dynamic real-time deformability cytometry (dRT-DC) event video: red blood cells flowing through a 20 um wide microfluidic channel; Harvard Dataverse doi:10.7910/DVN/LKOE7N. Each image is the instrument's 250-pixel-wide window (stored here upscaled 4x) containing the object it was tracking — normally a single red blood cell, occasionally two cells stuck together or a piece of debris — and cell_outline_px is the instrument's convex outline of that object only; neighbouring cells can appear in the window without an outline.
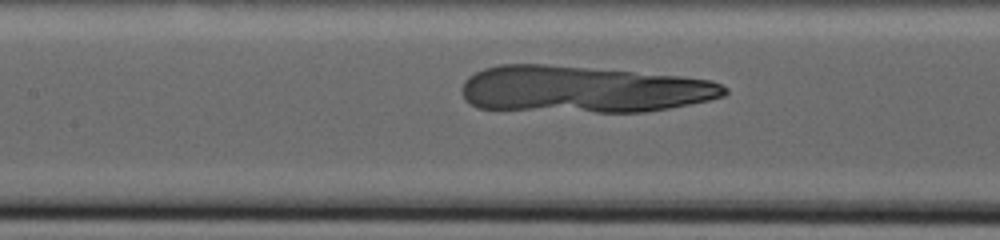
{"species": "human", "species_latin": "Homo sapiens", "temperature_condition": "warm", "stored_images_in_passage": 72, "camera_frame_rate_fps": 3000, "um_per_image_px": 0.085, "donor": {"sex": "male"}, "frame": {"image": 1, "passage_image": 20, "time_ms": 3.0, "image_size_px": [1000, 240], "cell_outline_px": [[728, 92], [724, 96], [708, 100], [668, 108], [644, 112], [596, 112], [476, 108], [468, 104], [464, 100], [460, 92], [460, 88], [464, 80], [468, 76], [484, 68], [500, 64], [544, 64], [680, 76], [712, 80], [728, 88]], "centroid_in_image_um": [49.49, 7.59], "position_along_channel_um": 157.9, "area_um2": 71.73}}
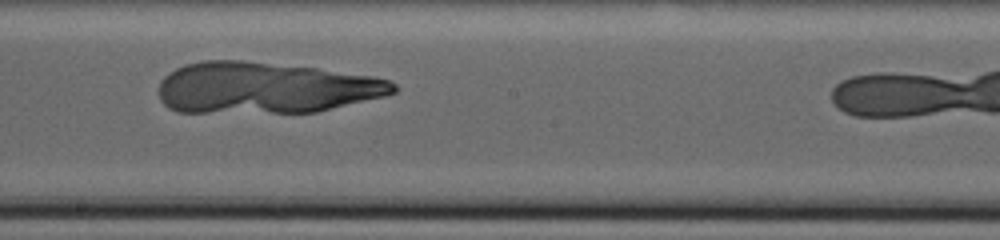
{"frame": {"image": 2, "passage_image": 42, "time_ms": 6.333, "image_size_px": [1000, 240], "cell_outline_px": [[400, 88], [396, 92], [384, 96], [316, 112], [176, 112], [168, 108], [160, 100], [160, 80], [168, 72], [184, 64], [204, 60], [244, 60], [316, 68], [372, 76], [388, 80], [396, 84]], "centroid_in_image_um": [22.52, 7.46], "position_along_channel_um": 225.7, "area_um2": 70.28}}
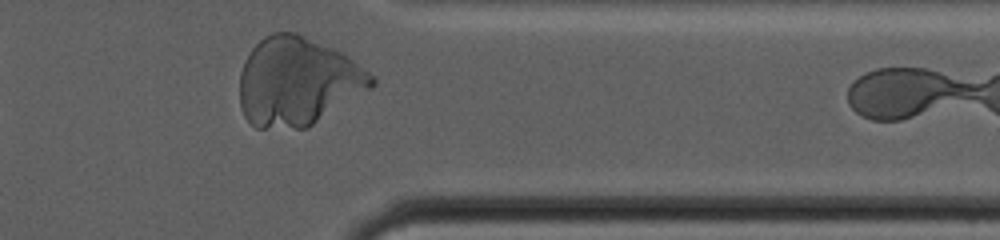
{"frame": {"image": 3, "passage_image": 66, "time_ms": 14.333, "image_size_px": [1000, 240], "cell_outline_px": [[376, 84], [372, 88], [308, 128], [256, 128], [244, 116], [240, 108], [240, 72], [244, 60], [252, 48], [264, 36], [272, 32], [296, 32], [332, 48], [348, 56], [364, 68], [376, 80]], "centroid_in_image_um": [25.29, 6.94], "position_along_channel_um": 386.1, "area_um2": 68.15}}